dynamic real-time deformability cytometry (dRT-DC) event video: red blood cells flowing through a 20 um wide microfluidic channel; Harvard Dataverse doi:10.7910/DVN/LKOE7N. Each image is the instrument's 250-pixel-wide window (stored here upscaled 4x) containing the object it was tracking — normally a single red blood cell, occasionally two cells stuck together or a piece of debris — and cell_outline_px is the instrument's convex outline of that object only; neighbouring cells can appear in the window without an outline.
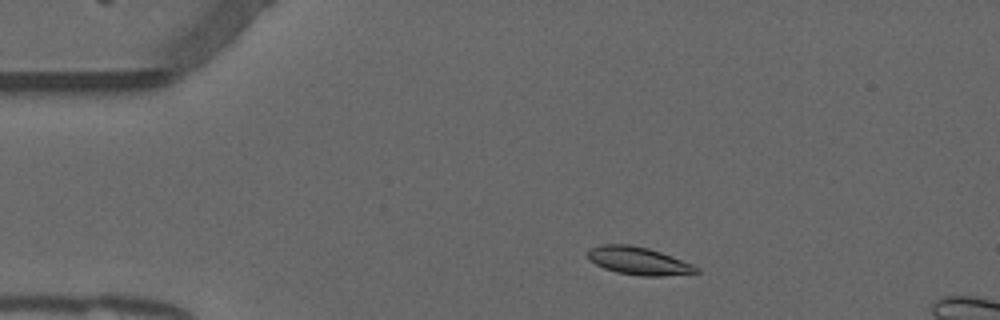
{"species": "common noctule bat (a hibernating species)", "species_latin": "Nyctalus noctula", "temperature_condition": "warm", "stored_images_in_passage": 47, "camera_frame_rate_fps": 3000, "um_per_image_px": 0.085, "animal": {"sex": "male", "forearm_length_mm": 52.5}, "frame": {"image": 1, "passage_image": 5, "time_ms": 1.333, "image_size_px": [1000, 320], "cell_outline_px": [[700, 272], [660, 276], [640, 276], [616, 272], [604, 268], [588, 260], [588, 248], [600, 244], [628, 244], [648, 248], [660, 252], [692, 264], [700, 268]], "centroid_in_image_um": [54.23, 22.17], "position_along_channel_um": 30.8, "area_um2": 17.57}}
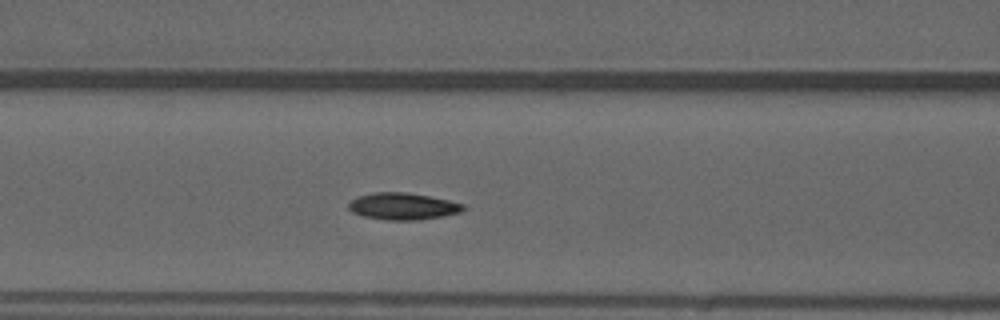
{"frame": {"image": 2, "passage_image": 17, "time_ms": 5.333, "image_size_px": [1000, 320], "cell_outline_px": [[464, 208], [460, 212], [444, 216], [420, 220], [388, 220], [364, 216], [352, 212], [348, 208], [348, 204], [352, 200], [360, 196], [372, 192], [404, 192], [428, 196], [448, 200], [464, 204]], "centroid_in_image_um": [34.24, 17.54], "position_along_channel_um": 132.4, "area_um2": 17.8}}
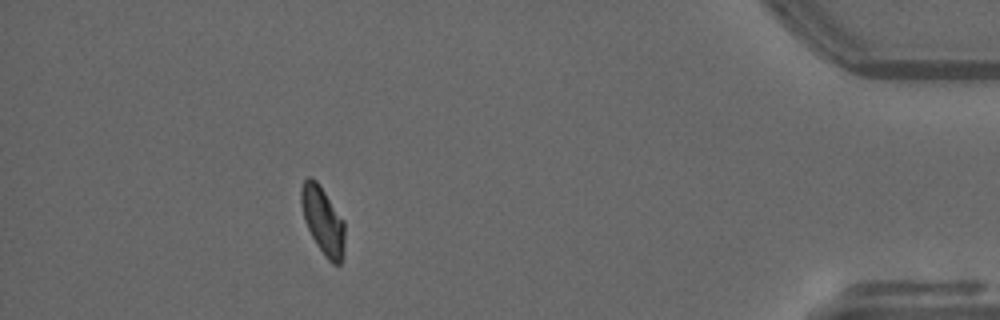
{"frame": {"image": 3, "passage_image": 43, "time_ms": 14.0, "image_size_px": [1000, 320], "cell_outline_px": [[344, 256], [340, 264], [332, 264], [328, 260], [316, 244], [304, 220], [300, 200], [300, 188], [304, 180], [308, 176], [312, 176], [316, 180], [344, 220]], "centroid_in_image_um": [27.44, 18.74], "position_along_channel_um": 407.8, "area_um2": 17.22}}